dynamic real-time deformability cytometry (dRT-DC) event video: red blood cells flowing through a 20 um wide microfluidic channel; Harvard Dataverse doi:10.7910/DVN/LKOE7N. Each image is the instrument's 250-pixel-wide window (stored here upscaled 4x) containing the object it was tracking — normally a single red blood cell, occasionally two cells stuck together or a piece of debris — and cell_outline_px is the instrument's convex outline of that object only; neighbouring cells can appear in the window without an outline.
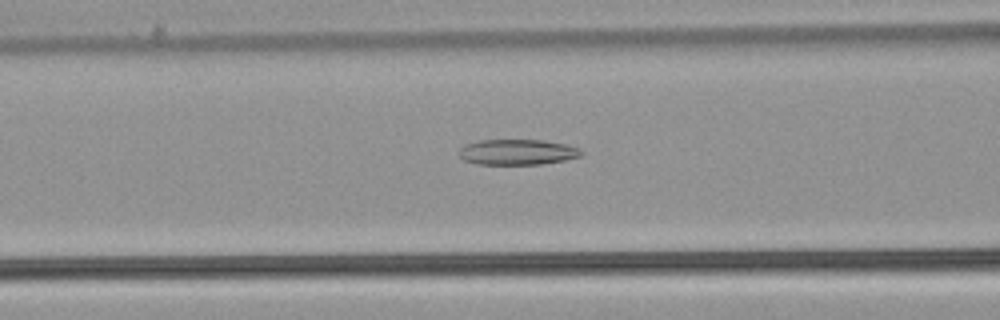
{"species": "common noctule bat (a hibernating species)", "species_latin": "Nyctalus noctula", "temperature_condition": "warm", "stored_images_in_passage": 52, "camera_frame_rate_fps": 3000, "um_per_image_px": 0.085, "animal": {"sex": "male", "body_mass_g": 21.5, "forearm_length_mm": 52.0}, "frame": {"image": 1, "passage_image": 21, "time_ms": 6.667, "image_size_px": [1000, 320], "cell_outline_px": [[584, 152], [580, 156], [564, 160], [540, 164], [476, 164], [464, 160], [460, 156], [460, 148], [464, 144], [480, 140], [544, 140], [568, 144], [580, 148]], "centroid_in_image_um": [44.0, 12.92], "position_along_channel_um": 122.6, "area_um2": 18.26}}
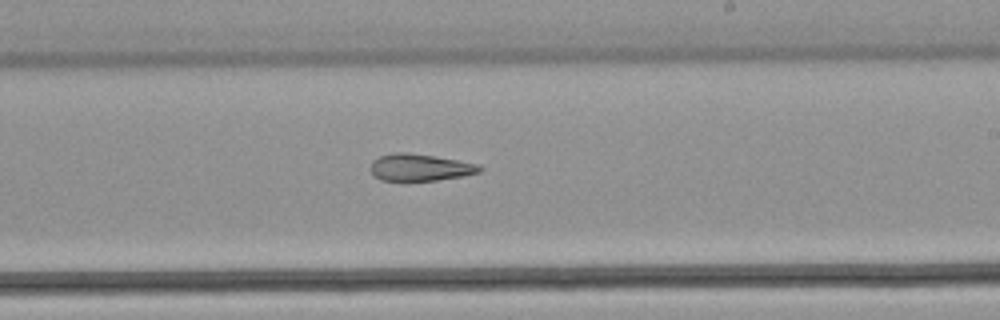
{"frame": {"image": 2, "passage_image": 31, "time_ms": 10.0, "image_size_px": [1000, 320], "cell_outline_px": [[484, 168], [480, 172], [464, 176], [436, 180], [380, 180], [372, 172], [372, 160], [380, 156], [392, 152], [408, 152], [436, 156], [480, 164]], "centroid_in_image_um": [35.75, 14.21], "position_along_channel_um": 253.2, "area_um2": 17.17}}
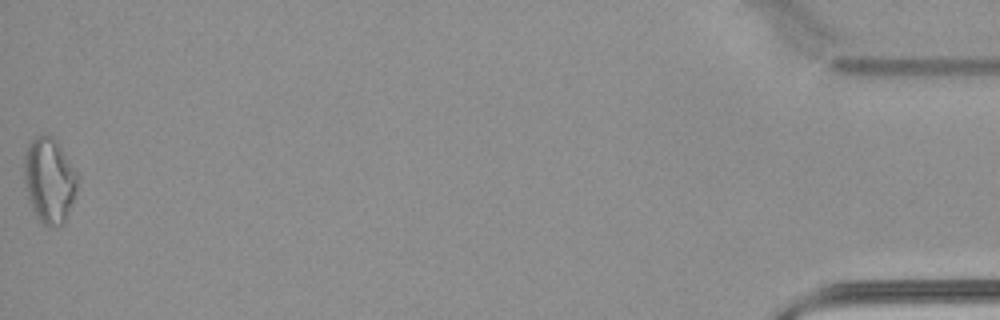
{"frame": {"image": 3, "passage_image": 52, "time_ms": 17.0, "image_size_px": [1000, 320], "cell_outline_px": [[80, 176], [76, 192], [64, 224], [48, 228], [36, 216], [28, 200], [24, 180], [24, 156], [28, 144], [36, 136], [44, 132], [52, 136], [60, 144]], "centroid_in_image_um": [4.21, 15.3], "position_along_channel_um": 431.0, "area_um2": 27.11}, "authors_computed_cell_mechanics": {"area_um2": 21.0392, "velocity_mm_per_s": 3.9276, "shape_relaxation_time_tau1_ms": null, "shape_relaxation_time_tau2_ms": 6.3366, "deformation_change_tau1": null, "deformation_change_tau2": 0.17}}